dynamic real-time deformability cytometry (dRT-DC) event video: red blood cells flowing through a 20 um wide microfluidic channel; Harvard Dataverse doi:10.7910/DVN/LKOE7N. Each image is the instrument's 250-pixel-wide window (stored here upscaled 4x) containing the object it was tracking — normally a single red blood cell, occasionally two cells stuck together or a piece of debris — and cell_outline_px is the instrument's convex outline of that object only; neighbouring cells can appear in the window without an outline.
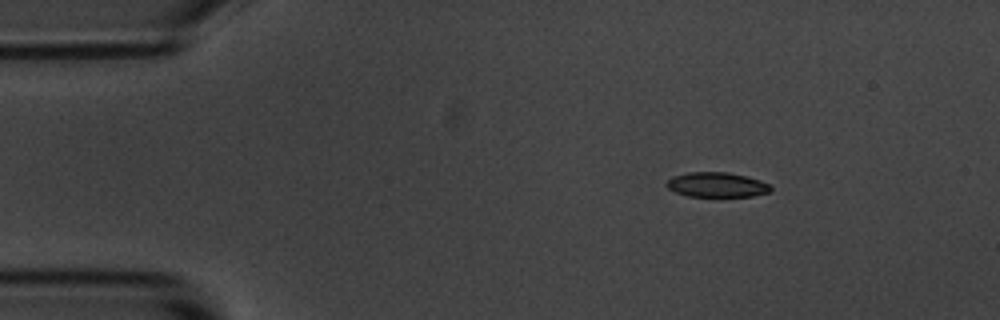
{"species": "common noctule bat (a hibernating species)", "species_latin": "Nyctalus noctula", "temperature_condition": "room temperature", "stored_images_in_passage": 9, "camera_frame_rate_fps": 3000, "um_per_image_px": 0.085, "animal": {"sex": "male", "body_mass_g": 20.1, "forearm_length_mm": 53.5}, "frame": {"image": 1, "passage_image": 2, "time_ms": 1.333, "image_size_px": [1000, 320], "cell_outline_px": [[772, 188], [768, 192], [752, 196], [688, 196], [676, 192], [668, 188], [664, 184], [672, 176], [688, 172], [728, 172], [748, 176], [760, 180], [768, 184]], "centroid_in_image_um": [60.9, 15.69], "position_along_channel_um": 24.1, "area_um2": 15.03}}
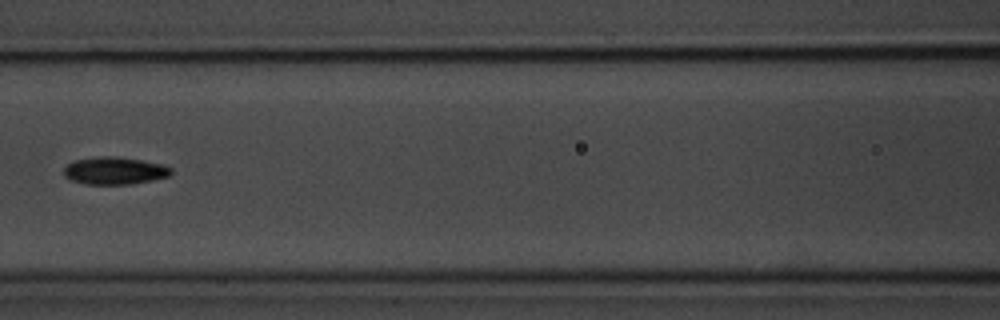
{"frame": {"image": 2, "passage_image": 6, "time_ms": 6.667, "image_size_px": [1000, 320], "cell_outline_px": [[172, 172], [168, 176], [152, 180], [128, 184], [84, 184], [72, 180], [64, 176], [64, 168], [68, 164], [76, 160], [96, 156], [116, 156], [164, 164], [172, 168]], "centroid_in_image_um": [9.74, 14.5], "position_along_channel_um": 156.9, "area_um2": 17.11}}
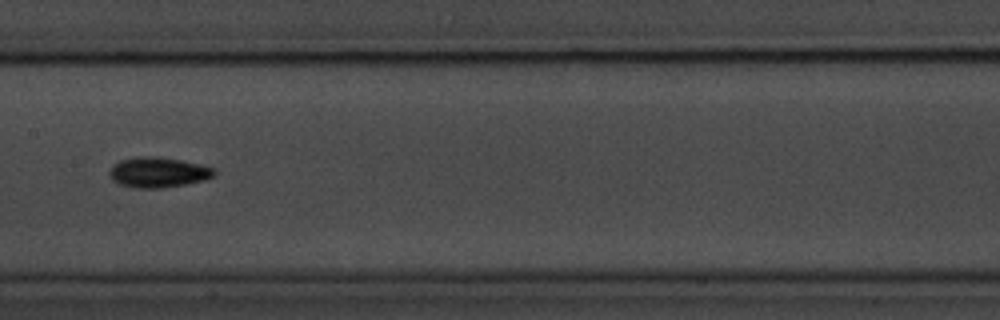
{"frame": {"image": 3, "passage_image": 7, "time_ms": 7.667, "image_size_px": [1000, 320], "cell_outline_px": [[216, 172], [212, 176], [204, 180], [184, 184], [160, 188], [136, 188], [120, 184], [112, 180], [108, 172], [120, 160], [144, 156], [156, 156], [180, 160], [200, 164], [216, 168]], "centroid_in_image_um": [13.46, 14.65], "position_along_channel_um": 193.9, "area_um2": 18.26}}